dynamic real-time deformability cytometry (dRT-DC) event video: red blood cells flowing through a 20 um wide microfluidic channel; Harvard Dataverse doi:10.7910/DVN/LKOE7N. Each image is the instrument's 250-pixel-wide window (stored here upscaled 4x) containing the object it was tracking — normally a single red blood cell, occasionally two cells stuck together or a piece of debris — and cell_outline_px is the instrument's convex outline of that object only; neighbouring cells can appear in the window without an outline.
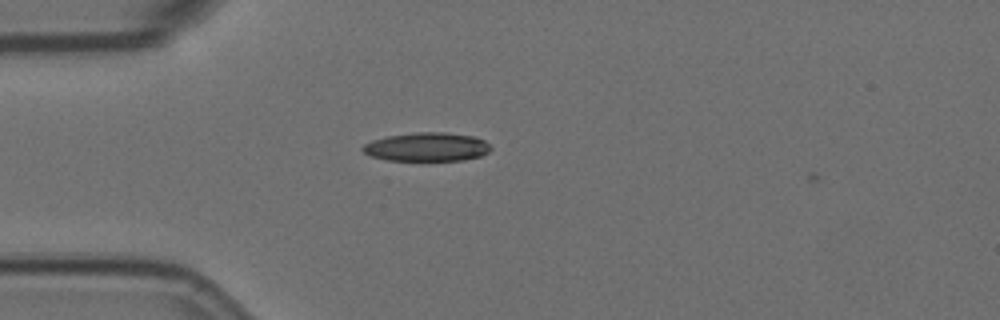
{"species": "Egyptian fruit bat (a non-hibernating species)", "species_latin": "Rousettus aegyptiacus", "temperature_condition": "room temperature", "stored_images_in_passage": 3, "camera_frame_rate_fps": 3000, "um_per_image_px": 0.085, "animal": {"sex": "female"}, "frame": {"image": 1, "passage_image": 2, "time_ms": 0.333, "image_size_px": [1000, 320], "cell_outline_px": [[492, 148], [488, 152], [480, 156], [464, 160], [388, 160], [372, 156], [364, 152], [360, 148], [364, 144], [372, 140], [388, 136], [416, 132], [444, 132], [476, 136], [484, 140]], "centroid_in_image_um": [36.3, 12.48], "position_along_channel_um": 48.7, "area_um2": 21.39}}